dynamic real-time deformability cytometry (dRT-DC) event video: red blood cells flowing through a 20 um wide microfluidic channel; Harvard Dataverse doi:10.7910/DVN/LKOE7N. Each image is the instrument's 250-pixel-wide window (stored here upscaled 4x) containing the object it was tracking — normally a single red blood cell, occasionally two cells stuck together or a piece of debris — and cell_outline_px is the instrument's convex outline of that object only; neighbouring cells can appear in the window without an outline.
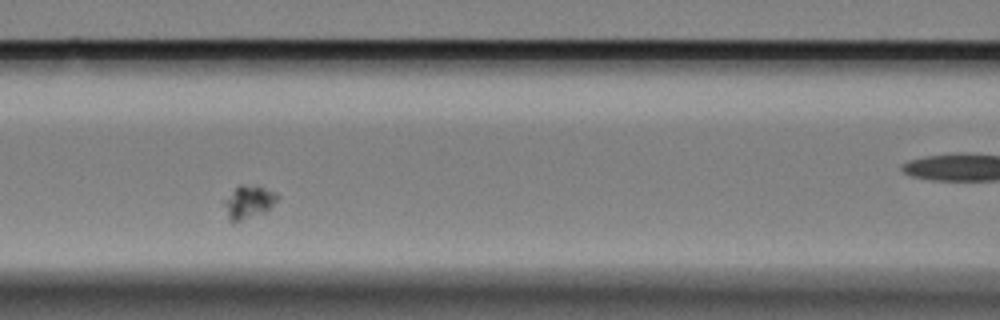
{"species": "Egyptian fruit bat (a non-hibernating species)", "species_latin": "Rousettus aegyptiacus", "temperature_condition": "cold", "stored_images_in_passage": 13, "segment_of_instrument_passage": [2, 3], "camera_frame_rate_fps": 3000, "um_per_image_px": 0.085, "animal": {"sex": "female"}, "frame": {"image": 1, "passage_image": 6, "time_ms": 1.667, "image_size_px": [1000, 320], "cell_outline_px": [[280, 200], [264, 212], [232, 224], [228, 216], [224, 204], [224, 200], [240, 184], [256, 184], [276, 192], [280, 196]], "centroid_in_image_um": [21.19, 17.15], "position_along_channel_um": 145.4, "area_um2": 10.4}}